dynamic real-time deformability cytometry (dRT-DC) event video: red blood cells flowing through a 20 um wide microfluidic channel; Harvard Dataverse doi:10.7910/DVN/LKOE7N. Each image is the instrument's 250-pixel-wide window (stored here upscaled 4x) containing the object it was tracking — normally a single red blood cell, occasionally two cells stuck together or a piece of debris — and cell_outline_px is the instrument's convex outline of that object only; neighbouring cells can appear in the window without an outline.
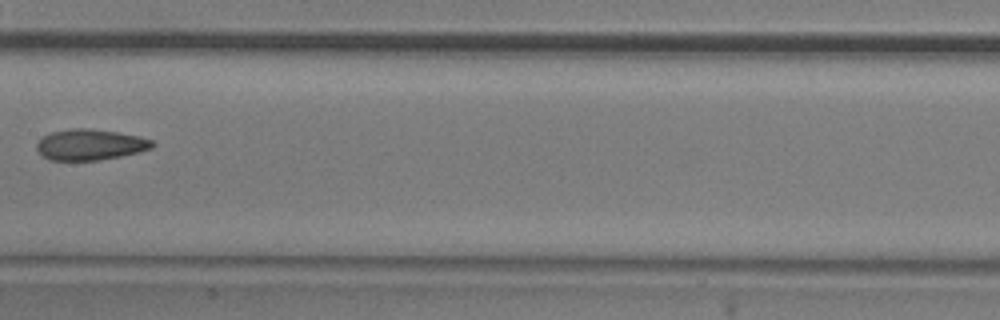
{"species": "common noctule bat (a hibernating species)", "species_latin": "Nyctalus noctula", "temperature_condition": "room temperature", "stored_images_in_passage": 6, "camera_frame_rate_fps": 3000, "um_per_image_px": 0.085, "animal": {"sex": "male", "body_mass_g": 20.5, "forearm_length_mm": 52.5}, "frame": {"image": 1, "passage_image": 5, "time_ms": 1.333, "image_size_px": [1000, 320], "cell_outline_px": [[156, 144], [152, 148], [140, 152], [120, 156], [96, 160], [48, 160], [36, 148], [36, 144], [44, 136], [52, 132], [72, 128], [88, 128], [116, 132], [140, 136], [152, 140]], "centroid_in_image_um": [7.69, 12.29], "position_along_channel_um": 199.7, "area_um2": 20.69}}